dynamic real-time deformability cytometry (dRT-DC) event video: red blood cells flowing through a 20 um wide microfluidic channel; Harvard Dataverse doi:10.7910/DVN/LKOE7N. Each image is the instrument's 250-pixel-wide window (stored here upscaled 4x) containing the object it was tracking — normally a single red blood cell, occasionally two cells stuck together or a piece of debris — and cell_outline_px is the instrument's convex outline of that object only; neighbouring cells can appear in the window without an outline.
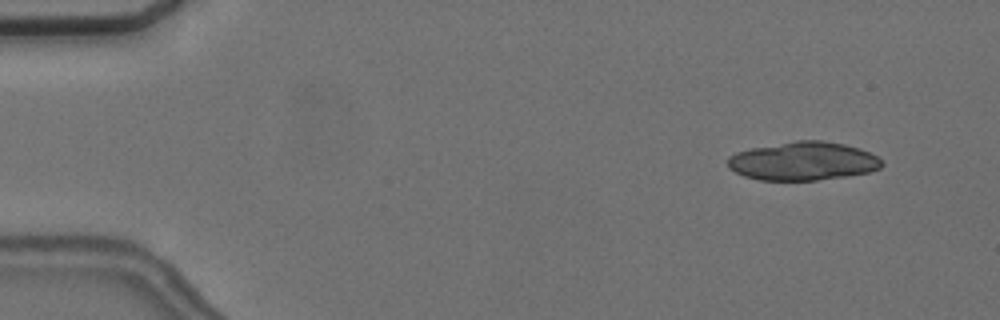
{"species": "common noctule bat (a hibernating species)", "species_latin": "Nyctalus noctula", "temperature_condition": "cold", "stored_images_in_passage": 32, "camera_frame_rate_fps": 3000, "um_per_image_px": 0.085, "animal": {"sex": "female", "body_mass_g": 24.6, "forearm_length_mm": 56.2}, "frame": {"image": 1, "passage_image": 4, "time_ms": 1.0, "image_size_px": [1000, 320], "cell_outline_px": [[884, 164], [880, 168], [868, 172], [844, 176], [816, 180], [760, 180], [744, 176], [728, 168], [728, 156], [736, 152], [752, 148], [796, 140], [820, 140], [844, 144], [860, 148], [876, 156]], "centroid_in_image_um": [68.24, 13.69], "position_along_channel_um": 16.8, "area_um2": 34.39}}
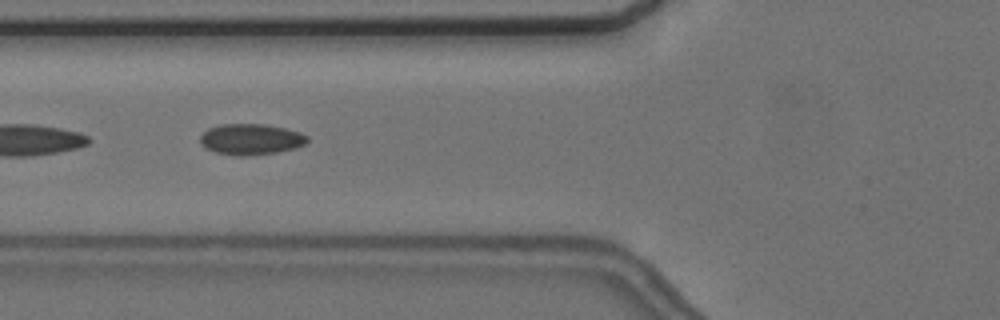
{"frame": {"image": 2, "passage_image": 21, "time_ms": 6.667, "image_size_px": [1000, 320], "cell_outline_px": [[308, 144], [296, 148], [276, 152], [244, 156], [240, 156], [216, 152], [204, 148], [200, 144], [200, 136], [208, 128], [220, 124], [264, 124], [284, 128], [300, 132], [308, 136]], "centroid_in_image_um": [21.33, 11.83], "position_along_channel_um": 104.5, "area_um2": 19.42}}